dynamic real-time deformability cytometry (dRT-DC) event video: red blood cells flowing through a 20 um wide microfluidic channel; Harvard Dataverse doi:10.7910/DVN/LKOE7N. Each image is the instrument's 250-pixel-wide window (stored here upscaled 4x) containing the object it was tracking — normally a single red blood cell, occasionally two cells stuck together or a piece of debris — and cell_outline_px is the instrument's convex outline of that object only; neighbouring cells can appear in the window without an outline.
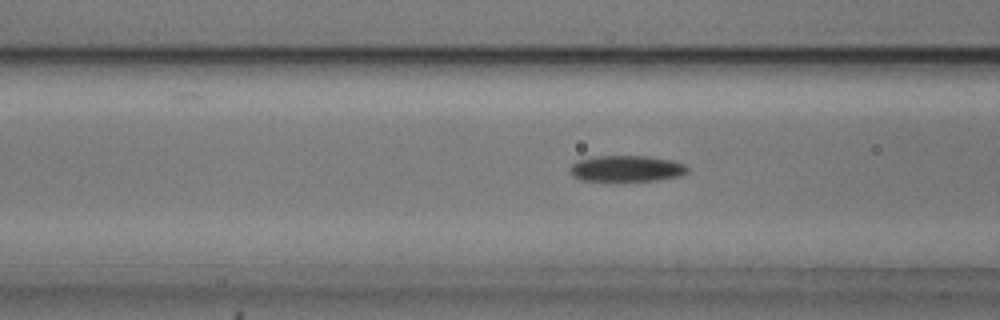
{"species": "common noctule bat (a hibernating species)", "species_latin": "Nyctalus noctula", "temperature_condition": "cold", "stored_images_in_passage": 54, "camera_frame_rate_fps": 3000, "um_per_image_px": 0.085, "animal": {"sex": "male", "body_mass_g": 20.5, "forearm_length_mm": 52.5}, "frame": {"image": 1, "passage_image": 20, "time_ms": 6.333, "image_size_px": [1000, 320], "cell_outline_px": [[688, 172], [684, 176], [656, 180], [580, 180], [572, 176], [568, 172], [572, 164], [576, 160], [596, 156], [648, 156], [672, 160], [684, 164], [688, 168]], "centroid_in_image_um": [53.26, 14.32], "position_along_channel_um": 113.3, "area_um2": 17.98}}
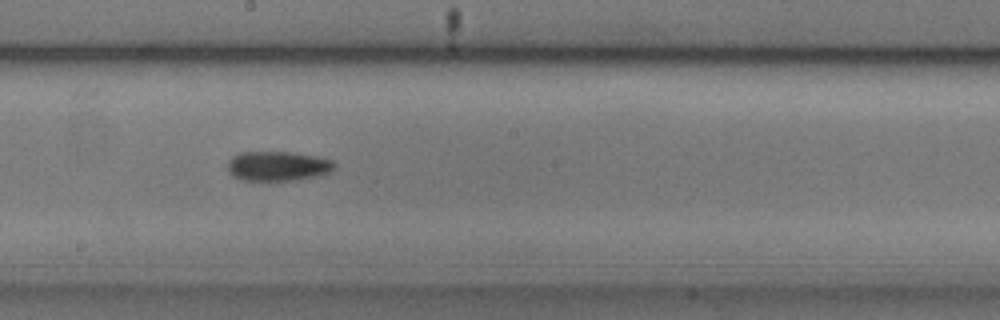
{"frame": {"image": 2, "passage_image": 29, "time_ms": 9.333, "image_size_px": [1000, 320], "cell_outline_px": [[336, 164], [328, 172], [316, 176], [296, 180], [240, 180], [232, 176], [228, 172], [228, 160], [232, 156], [240, 152], [292, 152], [316, 156], [332, 160]], "centroid_in_image_um": [23.56, 14.11], "position_along_channel_um": 224.6, "area_um2": 18.44}}
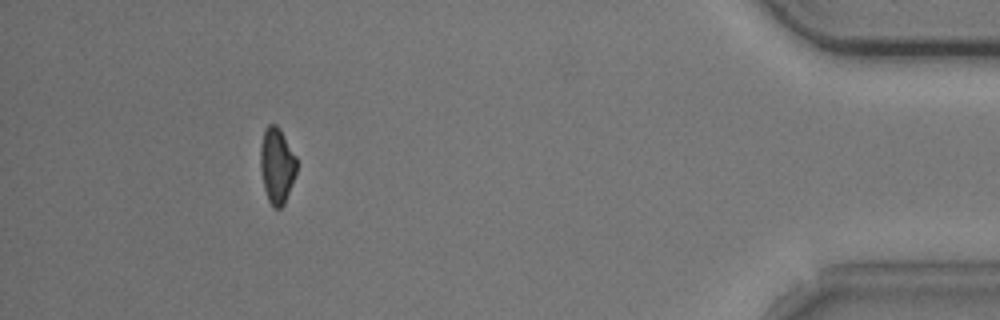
{"frame": {"image": 3, "passage_image": 49, "time_ms": 16.0, "image_size_px": [1000, 320], "cell_outline_px": [[296, 172], [284, 204], [280, 208], [272, 208], [268, 200], [264, 188], [260, 168], [260, 144], [264, 128], [268, 124], [276, 124], [280, 128], [296, 156]], "centroid_in_image_um": [23.51, 14.04], "position_along_channel_um": 411.7, "area_um2": 16.13}, "authors_computed_cell_mechanics": {"area_um2": 17.2244, "velocity_mm_per_s": 3.6986, "shape_relaxation_time_tau1_ms": 4.5809, "shape_relaxation_time_tau2_ms": null, "deformation_change_tau1": 0.1345, "deformation_change_tau2": null}}